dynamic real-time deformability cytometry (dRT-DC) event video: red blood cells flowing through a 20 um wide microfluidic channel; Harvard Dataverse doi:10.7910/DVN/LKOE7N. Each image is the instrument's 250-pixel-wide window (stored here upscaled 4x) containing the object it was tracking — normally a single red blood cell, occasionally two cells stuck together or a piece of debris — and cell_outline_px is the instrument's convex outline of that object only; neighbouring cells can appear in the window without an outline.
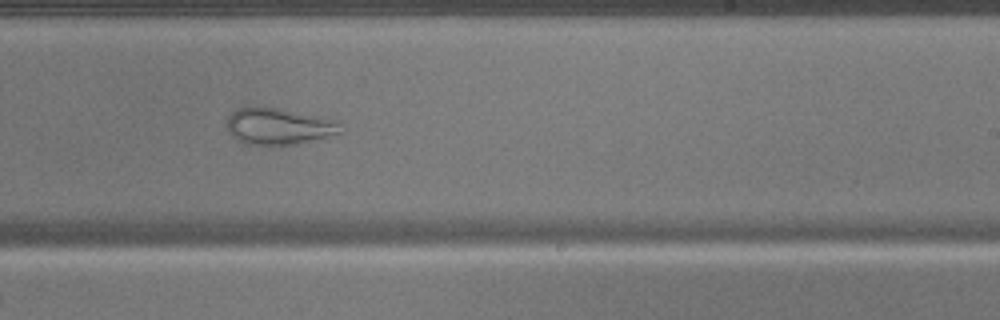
{"species": "common noctule bat (a hibernating species)", "species_latin": "Nyctalus noctula", "temperature_condition": "warm", "stored_images_in_passage": 35, "camera_frame_rate_fps": 3000, "um_per_image_px": 0.085, "animal": {"sex": "male", "body_mass_g": 17.9}, "frame": {"image": 1, "passage_image": 16, "time_ms": 5.0, "image_size_px": [1000, 320], "cell_outline_px": [[340, 132], [316, 140], [292, 144], [244, 144], [232, 136], [228, 132], [228, 116], [236, 108], [252, 104], [324, 116], [340, 120]], "centroid_in_image_um": [23.68, 10.69], "position_along_channel_um": 265.3, "area_um2": 24.57}}